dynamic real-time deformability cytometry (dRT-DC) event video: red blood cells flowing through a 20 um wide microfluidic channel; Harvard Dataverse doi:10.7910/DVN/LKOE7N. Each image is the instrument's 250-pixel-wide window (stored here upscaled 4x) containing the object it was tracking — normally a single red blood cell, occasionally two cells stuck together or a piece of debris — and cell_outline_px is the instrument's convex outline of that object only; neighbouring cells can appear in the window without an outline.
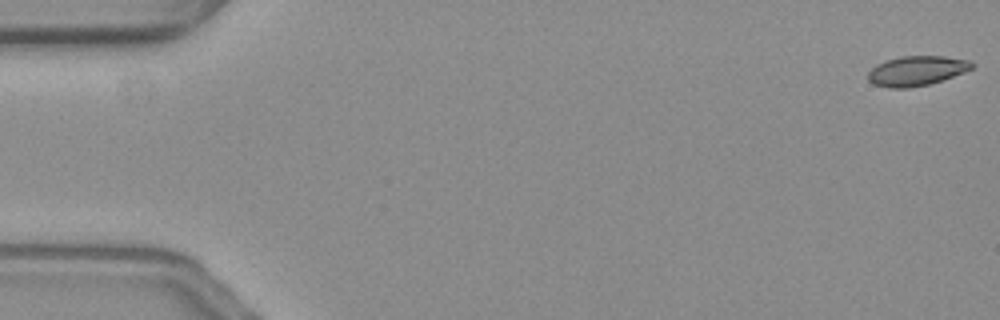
{"species": "common noctule bat (a hibernating species)", "species_latin": "Nyctalus noctula", "temperature_condition": "warm", "stored_images_in_passage": 58, "camera_frame_rate_fps": 3000, "um_per_image_px": 0.085, "animal": {"sex": "female", "body_mass_g": 19.3, "forearm_length_mm": 54.1}, "frame": {"image": 1, "passage_image": 1, "time_ms": 0.0, "image_size_px": [1000, 320], "cell_outline_px": [[976, 64], [972, 68], [964, 72], [928, 84], [908, 88], [888, 88], [872, 84], [868, 80], [868, 72], [876, 64], [900, 56], [944, 56], [968, 60]], "centroid_in_image_um": [77.88, 6.02], "position_along_channel_um": 7.1, "area_um2": 17.92}}
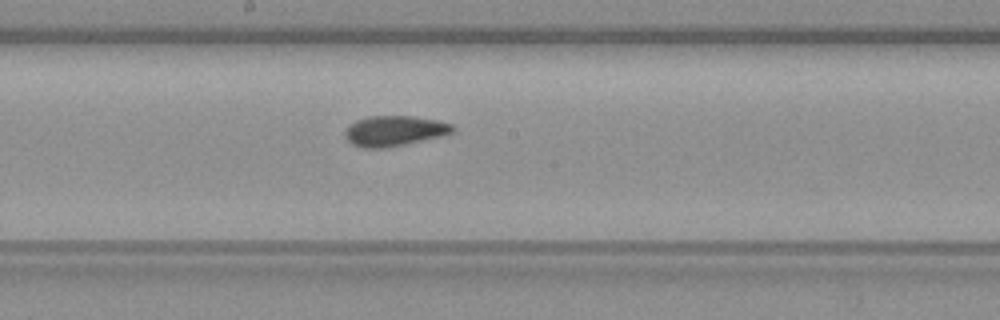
{"frame": {"image": 2, "passage_image": 31, "time_ms": 10.0, "image_size_px": [1000, 320], "cell_outline_px": [[456, 128], [452, 132], [440, 136], [404, 144], [384, 148], [364, 148], [352, 144], [344, 136], [344, 132], [348, 124], [356, 120], [368, 116], [412, 116], [436, 120], [452, 124]], "centroid_in_image_um": [33.47, 11.12], "position_along_channel_um": 214.7, "area_um2": 18.96}}
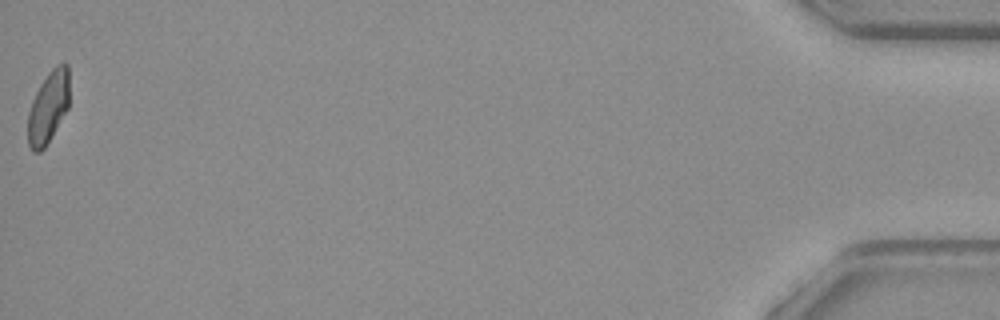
{"frame": {"image": 3, "passage_image": 58, "time_ms": 19.0, "image_size_px": [1000, 320], "cell_outline_px": [[68, 108], [44, 148], [40, 152], [32, 152], [28, 144], [28, 112], [32, 100], [40, 84], [48, 72], [56, 64], [68, 64]], "centroid_in_image_um": [4.08, 9.11], "position_along_channel_um": 431.1, "area_um2": 17.22}, "authors_computed_cell_mechanics": {"area_um2": 18.496, "velocity_mm_per_s": 3.5836, "shape_relaxation_time_tau1_ms": 6.7461, "shape_relaxation_time_tau2_ms": 2.254, "deformation_change_tau1": 0.1914, "deformation_change_tau2": 0.0822}}